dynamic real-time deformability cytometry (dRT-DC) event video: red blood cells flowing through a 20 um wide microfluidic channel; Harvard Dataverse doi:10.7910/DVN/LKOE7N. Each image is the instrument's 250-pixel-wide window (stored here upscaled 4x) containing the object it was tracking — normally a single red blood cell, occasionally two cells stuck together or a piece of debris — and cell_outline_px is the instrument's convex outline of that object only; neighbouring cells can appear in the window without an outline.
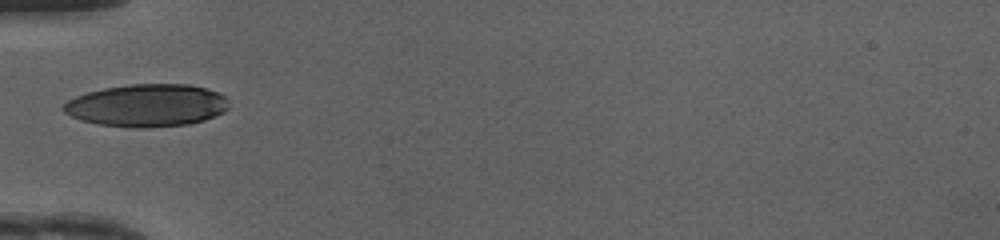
{"species": "human", "species_latin": "Homo sapiens", "temperature_condition": "cold", "stored_images_in_passage": 9, "camera_frame_rate_fps": 3000, "um_per_image_px": 0.085, "donor": {"sex": "female"}, "frame": {"image": 1, "passage_image": 1, "time_ms": 0.0, "image_size_px": [1000, 240], "cell_outline_px": [[228, 108], [224, 112], [204, 120], [188, 124], [96, 124], [80, 120], [64, 112], [60, 108], [68, 100], [76, 96], [88, 92], [104, 88], [132, 84], [188, 84], [204, 88], [216, 92], [224, 96]], "centroid_in_image_um": [12.46, 8.9], "position_along_channel_um": 72.5, "area_um2": 39.42}}
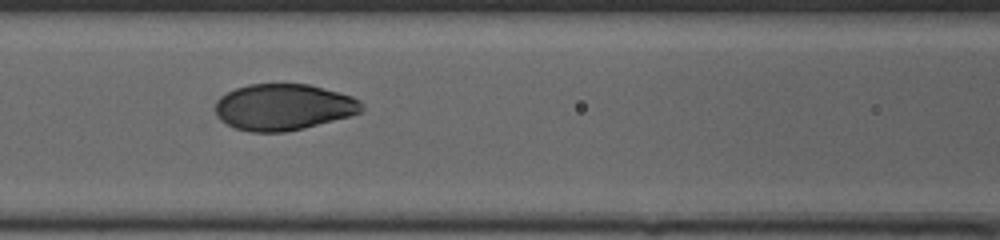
{"frame": {"image": 2, "passage_image": 6, "time_ms": 1.667, "image_size_px": [1000, 240], "cell_outline_px": [[364, 108], [360, 112], [352, 116], [304, 128], [284, 132], [252, 132], [236, 128], [228, 124], [216, 112], [216, 104], [220, 96], [236, 88], [248, 84], [308, 84], [352, 96], [360, 100], [364, 104]], "centroid_in_image_um": [24.15, 9.1], "position_along_channel_um": 142.4, "area_um2": 39.3}}